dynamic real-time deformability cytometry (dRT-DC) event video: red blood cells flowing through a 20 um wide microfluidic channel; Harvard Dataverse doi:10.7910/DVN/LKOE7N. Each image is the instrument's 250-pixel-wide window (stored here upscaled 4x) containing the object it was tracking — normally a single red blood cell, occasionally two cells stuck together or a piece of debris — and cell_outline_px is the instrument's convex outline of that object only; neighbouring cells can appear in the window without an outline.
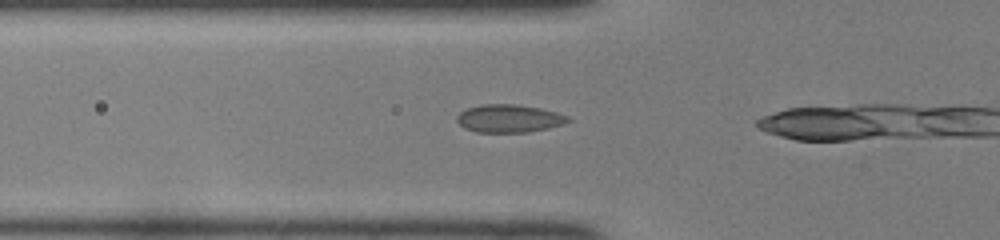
{"species": "common noctule bat (a hibernating species)", "species_latin": "Nyctalus noctula", "temperature_condition": "room temperature", "stored_images_in_passage": 17, "camera_frame_rate_fps": 3000, "um_per_image_px": 0.085, "animal": {"sex": "female", "body_mass_g": 22.0, "forearm_length_mm": 56.7}, "frame": {"image": 1, "passage_image": 12, "time_ms": 3.667, "image_size_px": [1000, 240], "cell_outline_px": [[572, 120], [564, 124], [548, 128], [528, 132], [476, 132], [464, 128], [456, 120], [456, 116], [460, 112], [468, 108], [480, 104], [516, 104], [540, 108], [556, 112], [568, 116]], "centroid_in_image_um": [43.27, 10.07], "position_along_channel_um": 82.5, "area_um2": 18.15}}
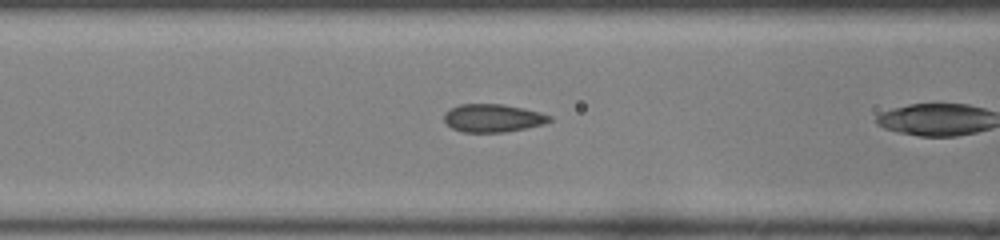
{"frame": {"image": 2, "passage_image": 15, "time_ms": 4.667, "image_size_px": [1000, 240], "cell_outline_px": [[552, 120], [544, 124], [504, 132], [464, 132], [452, 128], [444, 120], [444, 112], [448, 108], [460, 104], [504, 104], [540, 112], [552, 116]], "centroid_in_image_um": [41.87, 10.02], "position_along_channel_um": 124.7, "area_um2": 17.22}}